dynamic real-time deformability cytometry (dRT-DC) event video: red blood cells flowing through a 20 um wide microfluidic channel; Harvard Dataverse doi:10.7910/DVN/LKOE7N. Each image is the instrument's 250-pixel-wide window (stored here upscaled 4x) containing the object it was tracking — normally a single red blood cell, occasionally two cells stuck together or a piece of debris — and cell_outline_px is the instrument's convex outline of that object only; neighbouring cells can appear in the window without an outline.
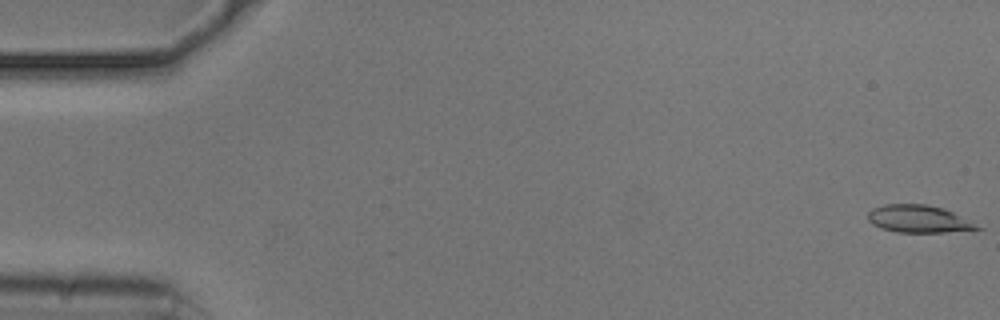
{"species": "common noctule bat (a hibernating species)", "species_latin": "Nyctalus noctula", "temperature_condition": "cold", "stored_images_in_passage": 54, "camera_frame_rate_fps": 3000, "um_per_image_px": 0.085, "animal": {"sex": "male", "body_mass_g": 20.5, "forearm_length_mm": 52.5}, "frame": {"image": 1, "passage_image": 1, "time_ms": 0.0, "image_size_px": [1000, 320], "cell_outline_px": [[984, 228], [944, 232], [896, 232], [880, 228], [872, 224], [868, 220], [868, 212], [872, 208], [884, 204], [928, 204], [944, 208]], "centroid_in_image_um": [78.02, 18.6], "position_along_channel_um": 7.0, "area_um2": 17.4}}
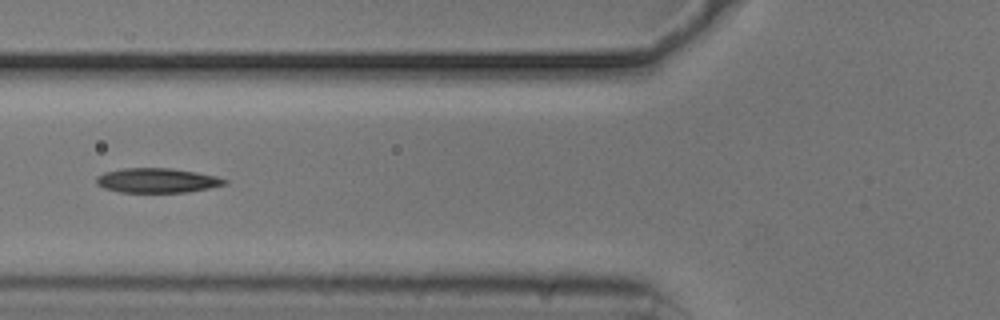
{"frame": {"image": 2, "passage_image": 21, "time_ms": 6.667, "image_size_px": [1000, 320], "cell_outline_px": [[228, 184], [188, 192], [120, 192], [104, 188], [96, 184], [96, 176], [104, 172], [124, 168], [172, 168], [196, 172], [216, 176], [228, 180]], "centroid_in_image_um": [13.35, 15.33], "position_along_channel_um": 112.4, "area_um2": 18.44}}
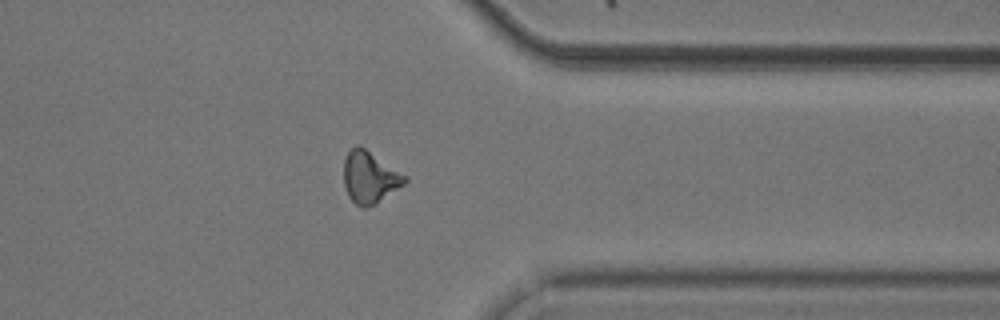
{"frame": {"image": 3, "passage_image": 43, "time_ms": 14.0, "image_size_px": [1000, 320], "cell_outline_px": [[408, 180], [404, 184], [368, 208], [360, 208], [348, 196], [344, 184], [344, 160], [348, 152], [356, 144], [360, 144], [408, 176]], "centroid_in_image_um": [31.43, 15.05], "position_along_channel_um": 380.0, "area_um2": 18.55}, "authors_computed_cell_mechanics": {"area_um2": 17.8602, "velocity_mm_per_s": 3.7475, "shape_relaxation_time_tau1_ms": 3.8557, "shape_relaxation_time_tau2_ms": null, "deformation_change_tau1": 0.112, "deformation_change_tau2": null}}